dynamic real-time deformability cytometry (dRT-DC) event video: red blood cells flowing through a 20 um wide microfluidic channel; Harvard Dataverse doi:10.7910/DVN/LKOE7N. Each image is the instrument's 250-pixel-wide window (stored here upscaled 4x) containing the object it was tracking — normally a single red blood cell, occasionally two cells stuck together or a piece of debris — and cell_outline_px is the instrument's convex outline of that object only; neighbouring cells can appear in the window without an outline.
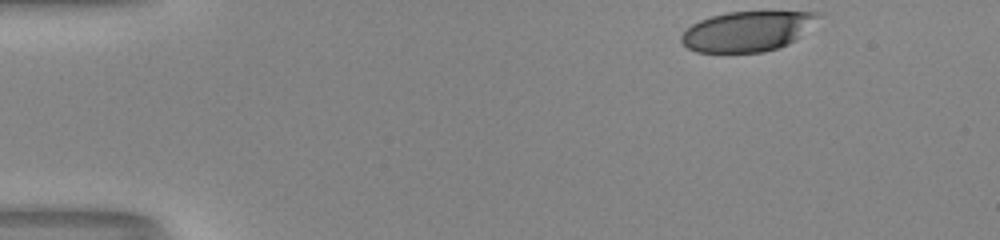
{"species": "human", "species_latin": "Homo sapiens", "temperature_condition": "room temperature", "stored_images_in_passage": 38, "camera_frame_rate_fps": 3000, "um_per_image_px": 0.085, "donor": {"sex": "male"}, "frame": {"image": 1, "passage_image": 1, "time_ms": 0.0, "image_size_px": [1000, 240], "cell_outline_px": [[820, 12], [796, 40], [788, 44], [764, 52], [696, 52], [688, 48], [680, 40], [680, 36], [692, 24], [700, 20], [712, 16], [728, 12]], "centroid_in_image_um": [63.43, 2.67], "position_along_channel_um": 21.6, "area_um2": 31.21}}
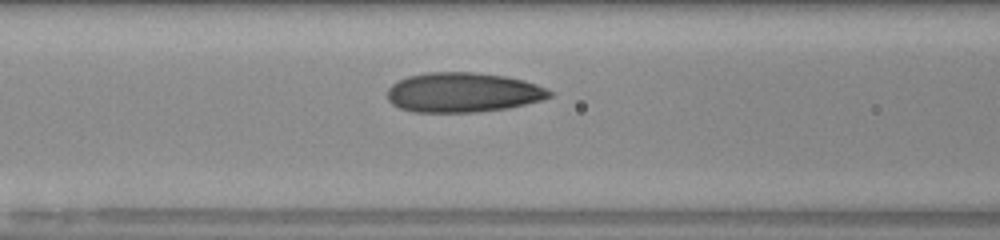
{"frame": {"image": 2, "passage_image": 17, "time_ms": 5.333, "image_size_px": [1000, 240], "cell_outline_px": [[552, 96], [540, 100], [508, 108], [476, 112], [412, 112], [400, 108], [392, 104], [388, 100], [388, 88], [392, 84], [408, 76], [428, 72], [476, 72], [504, 76], [524, 80], [536, 84], [552, 92]], "centroid_in_image_um": [39.33, 7.85], "position_along_channel_um": 127.3, "area_um2": 37.45}}
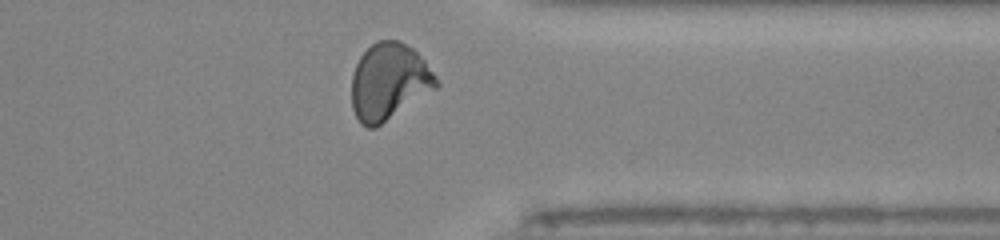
{"frame": {"image": 3, "passage_image": 36, "time_ms": 11.667, "image_size_px": [1000, 240], "cell_outline_px": [[440, 84], [436, 88], [376, 128], [368, 128], [360, 124], [352, 108], [352, 76], [356, 64], [360, 56], [376, 40], [400, 40], [412, 48], [424, 60], [436, 76]], "centroid_in_image_um": [33.05, 6.95], "position_along_channel_um": 378.3, "area_um2": 37.74}, "authors_computed_cell_mechanics": {"area_um2": 36.125, "velocity_mm_per_s": 4.0426, "shape_relaxation_time_tau1_ms": 10.0598, "shape_relaxation_time_tau2_ms": 0.8318, "deformation_change_tau1": 0.2634, "deformation_change_tau2": 0.0673}}